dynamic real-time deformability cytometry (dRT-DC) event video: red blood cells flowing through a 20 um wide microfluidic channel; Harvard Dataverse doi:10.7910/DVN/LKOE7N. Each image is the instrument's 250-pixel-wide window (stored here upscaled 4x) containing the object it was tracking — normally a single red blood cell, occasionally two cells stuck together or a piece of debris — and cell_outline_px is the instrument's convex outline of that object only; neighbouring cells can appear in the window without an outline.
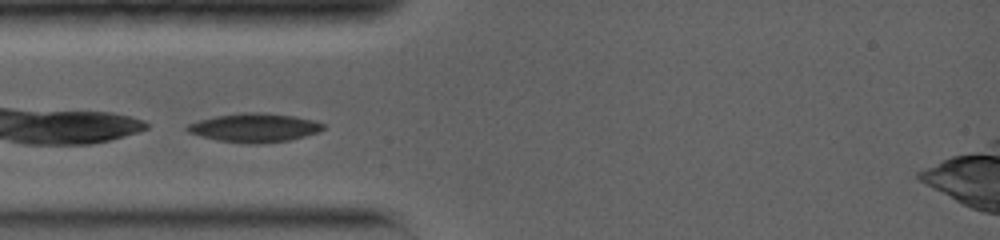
{"species": "common noctule bat (a hibernating species)", "species_latin": "Nyctalus noctula", "temperature_condition": "warm", "stored_images_in_passage": 34, "camera_frame_rate_fps": 5000, "um_per_image_px": 0.085, "animal": {"sex": "female", "body_mass_g": 19.0, "forearm_length_mm": 56.7}, "frame": {"image": 1, "passage_image": 1, "time_ms": 0.0, "image_size_px": [1000, 240], "cell_outline_px": [[324, 128], [316, 132], [304, 136], [288, 140], [256, 144], [216, 140], [200, 136], [188, 132], [184, 128], [188, 124], [200, 120], [216, 116], [244, 112], [264, 112], [296, 116], [316, 120], [324, 124]], "centroid_in_image_um": [21.62, 10.84], "position_along_channel_um": 63.4, "area_um2": 22.72}}
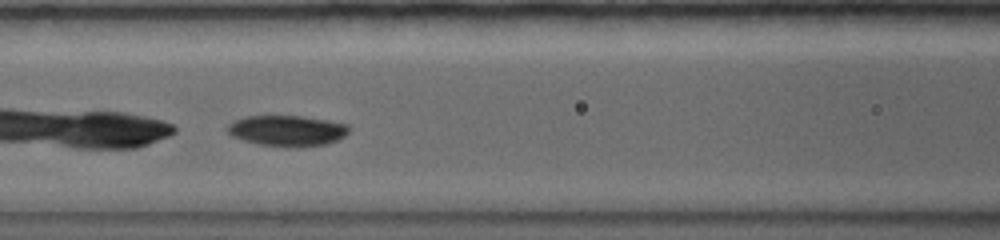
{"frame": {"image": 2, "passage_image": 6, "time_ms": 2.0, "image_size_px": [1000, 240], "cell_outline_px": [[352, 128], [344, 136], [336, 140], [324, 144], [292, 148], [288, 148], [256, 144], [232, 136], [228, 132], [228, 124], [244, 116], [300, 116], [328, 120], [348, 124]], "centroid_in_image_um": [24.42, 11.11], "position_along_channel_um": 142.2, "area_um2": 21.91}}